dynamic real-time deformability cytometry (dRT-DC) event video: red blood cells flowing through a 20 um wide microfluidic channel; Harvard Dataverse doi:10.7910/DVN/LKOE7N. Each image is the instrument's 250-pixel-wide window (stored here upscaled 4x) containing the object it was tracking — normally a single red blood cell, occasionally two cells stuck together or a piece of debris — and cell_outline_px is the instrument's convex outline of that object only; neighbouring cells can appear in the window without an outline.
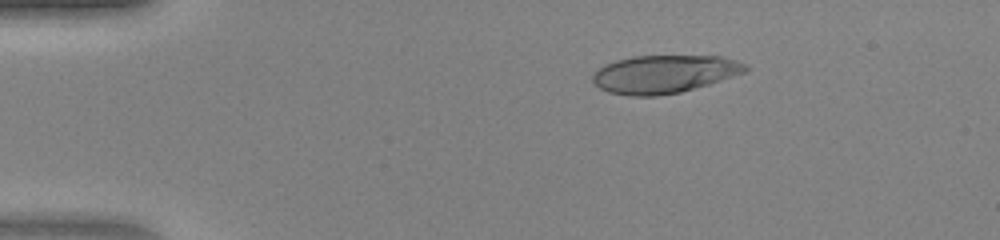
{"species": "human", "species_latin": "Homo sapiens", "temperature_condition": "warm", "stored_images_in_passage": 39, "camera_frame_rate_fps": 3000, "um_per_image_px": 0.085, "donor": {"sex": "female"}, "frame": {"image": 1, "passage_image": 1, "time_ms": 0.0, "image_size_px": [1000, 240], "cell_outline_px": [[748, 68], [744, 72], [708, 84], [680, 92], [656, 96], [628, 96], [608, 92], [600, 88], [592, 80], [592, 76], [604, 64], [616, 60], [632, 56], [720, 56], [736, 60], [748, 64]], "centroid_in_image_um": [56.44, 6.29], "position_along_channel_um": 28.6, "area_um2": 33.64}}
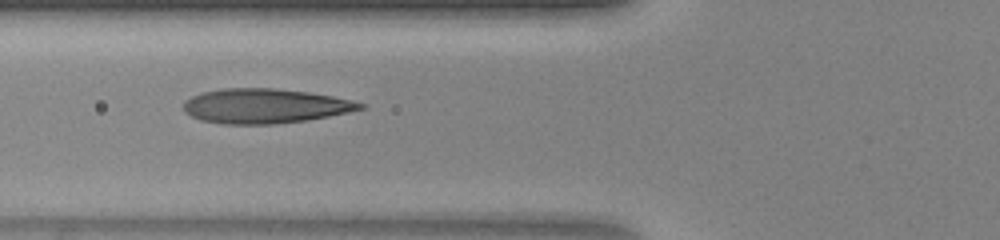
{"frame": {"image": 2, "passage_image": 11, "time_ms": 3.333, "image_size_px": [1000, 240], "cell_outline_px": [[364, 108], [348, 112], [308, 120], [272, 124], [224, 124], [200, 120], [184, 112], [184, 100], [200, 92], [224, 88], [272, 88], [308, 92], [332, 96], [352, 100], [364, 104]], "centroid_in_image_um": [22.48, 9.01], "position_along_channel_um": 103.3, "area_um2": 35.6}}
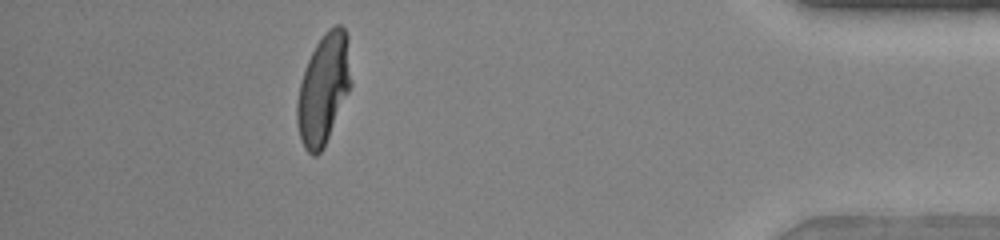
{"frame": {"image": 3, "passage_image": 35, "time_ms": 11.333, "image_size_px": [1000, 240], "cell_outline_px": [[352, 84], [324, 148], [316, 156], [312, 156], [304, 148], [300, 140], [296, 120], [296, 104], [300, 84], [304, 68], [316, 44], [324, 32], [328, 28], [336, 24], [340, 24], [344, 28], [348, 36]], "centroid_in_image_um": [27.5, 7.56], "position_along_channel_um": 407.7, "area_um2": 35.03}}